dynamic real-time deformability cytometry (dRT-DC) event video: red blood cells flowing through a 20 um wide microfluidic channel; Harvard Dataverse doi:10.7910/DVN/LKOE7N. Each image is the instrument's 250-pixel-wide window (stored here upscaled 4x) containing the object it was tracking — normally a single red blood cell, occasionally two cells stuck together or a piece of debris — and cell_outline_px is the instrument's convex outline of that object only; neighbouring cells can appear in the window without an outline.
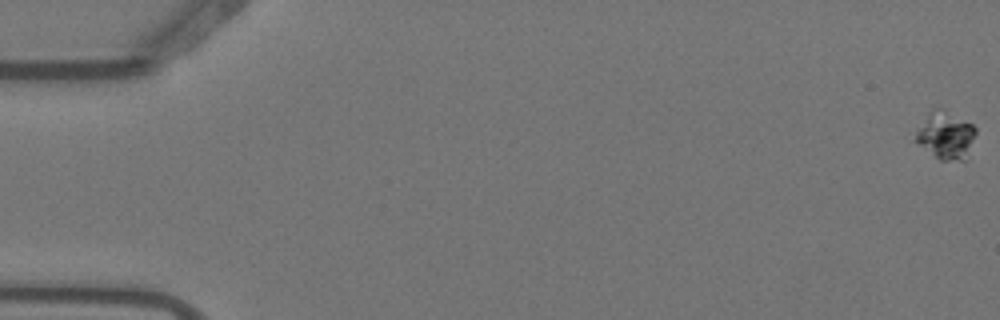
{"species": "Egyptian fruit bat (a non-hibernating species)", "species_latin": "Rousettus aegyptiacus", "temperature_condition": "warm", "stored_images_in_passage": 3, "camera_frame_rate_fps": 3000, "um_per_image_px": 0.085, "animal": {"sex": "female"}, "frame": {"image": 1, "passage_image": 1, "time_ms": 0.0, "image_size_px": [1000, 320], "cell_outline_px": [[976, 132], [968, 160], [940, 160], [912, 140], [916, 132], [928, 112], [932, 108], [944, 108], [972, 124], [976, 128]], "centroid_in_image_um": [80.39, 11.5], "position_along_channel_um": 4.6, "area_um2": 16.99}}